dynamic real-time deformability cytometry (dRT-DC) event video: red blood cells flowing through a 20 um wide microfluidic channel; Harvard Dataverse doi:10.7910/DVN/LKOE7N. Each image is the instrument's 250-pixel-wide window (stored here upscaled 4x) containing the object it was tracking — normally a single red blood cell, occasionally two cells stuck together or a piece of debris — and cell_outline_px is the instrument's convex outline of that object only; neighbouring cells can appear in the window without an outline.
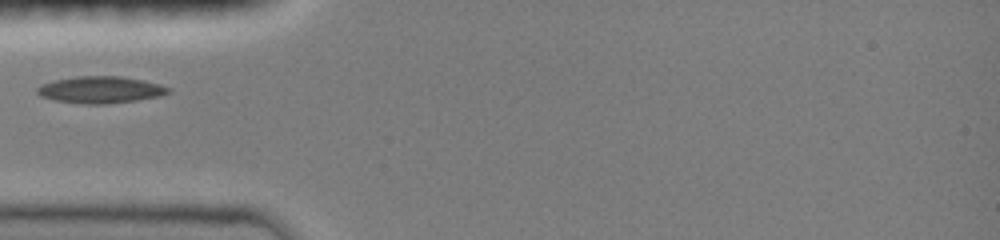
{"species": "common noctule bat (a hibernating species)", "species_latin": "Nyctalus noctula", "temperature_condition": "room temperature", "stored_images_in_passage": 20, "camera_frame_rate_fps": 3000, "um_per_image_px": 0.085, "animal": {"sex": "female", "body_mass_g": 19.0, "forearm_length_mm": 51.5}, "frame": {"image": 1, "passage_image": 1, "time_ms": 0.0, "image_size_px": [1000, 240], "cell_outline_px": [[172, 92], [160, 96], [136, 100], [104, 104], [84, 104], [56, 100], [40, 96], [36, 92], [36, 88], [40, 84], [56, 80], [76, 76], [120, 76], [160, 84], [172, 88]], "centroid_in_image_um": [8.55, 7.63], "position_along_channel_um": 76.5, "area_um2": 20.46}}
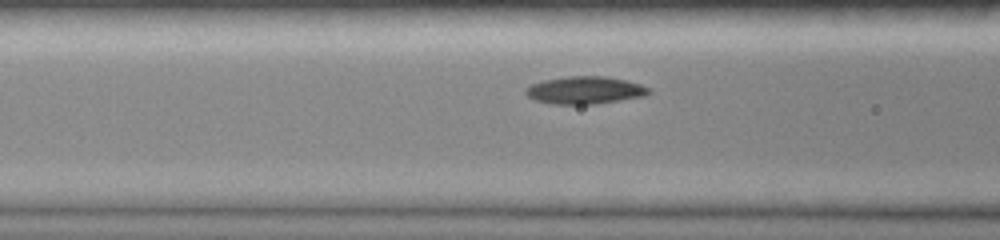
{"frame": {"image": 2, "passage_image": 8, "time_ms": 1.0, "image_size_px": [1000, 240], "cell_outline_px": [[652, 92], [644, 96], [596, 104], [552, 104], [536, 100], [528, 96], [524, 92], [524, 88], [532, 84], [544, 80], [564, 76], [604, 76], [624, 80], [640, 84], [648, 88]], "centroid_in_image_um": [49.69, 7.67], "position_along_channel_um": 116.9, "area_um2": 19.71}}
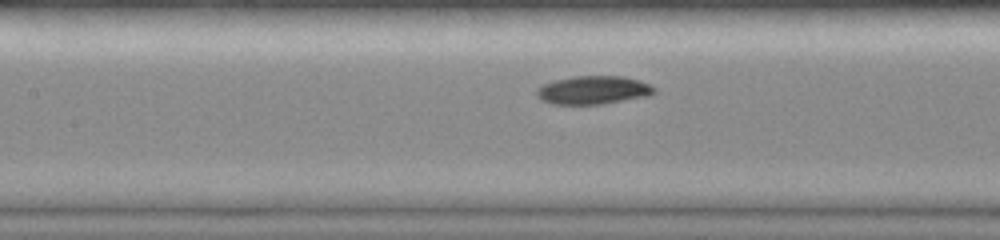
{"frame": {"image": 3, "passage_image": 15, "time_ms": 2.0, "image_size_px": [1000, 240], "cell_outline_px": [[656, 92], [652, 96], [604, 104], [552, 104], [540, 100], [536, 96], [536, 88], [552, 80], [576, 76], [624, 76], [640, 80], [656, 88]], "centroid_in_image_um": [50.45, 7.66], "position_along_channel_um": 157.0, "area_um2": 19.83}}